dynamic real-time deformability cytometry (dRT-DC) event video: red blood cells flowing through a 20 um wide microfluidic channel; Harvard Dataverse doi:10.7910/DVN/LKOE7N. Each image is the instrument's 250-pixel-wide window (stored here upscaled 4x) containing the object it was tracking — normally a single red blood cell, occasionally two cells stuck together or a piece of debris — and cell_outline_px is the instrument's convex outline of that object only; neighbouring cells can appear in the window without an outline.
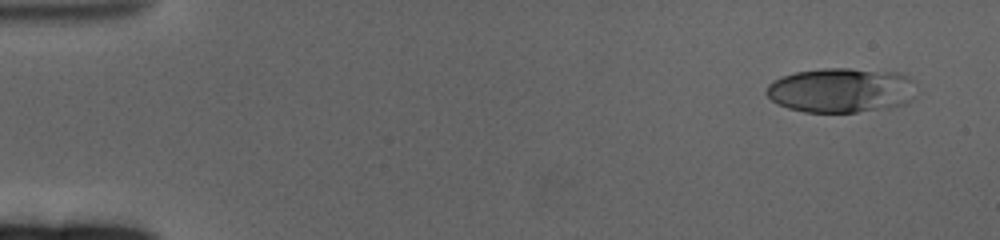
{"species": "human", "species_latin": "Homo sapiens", "temperature_condition": "cold", "stored_images_in_passage": 59, "camera_frame_rate_fps": 3000, "um_per_image_px": 0.085, "donor": {"sex": "female"}, "frame": {"image": 1, "passage_image": 1, "time_ms": 0.0, "image_size_px": [1000, 240], "cell_outline_px": [[916, 80], [912, 96], [904, 104], [888, 108], [856, 112], [804, 112], [788, 108], [776, 104], [764, 92], [768, 84], [772, 80], [796, 72], [824, 68], [848, 68], [896, 72], [908, 76]], "centroid_in_image_um": [71.48, 7.67], "position_along_channel_um": 13.5, "area_um2": 39.25}}
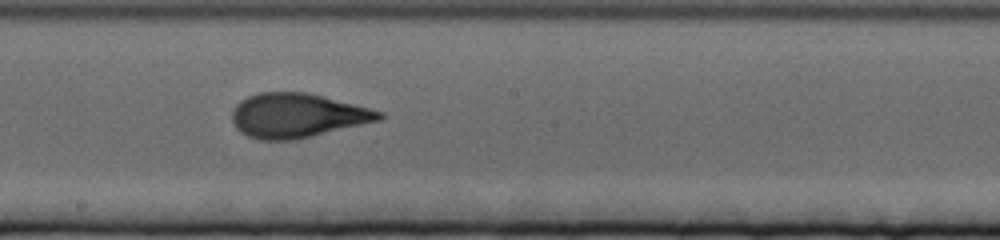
{"frame": {"image": 2, "passage_image": 32, "time_ms": 10.333, "image_size_px": [1000, 240], "cell_outline_px": [[384, 116], [380, 120], [296, 140], [260, 140], [248, 136], [240, 132], [236, 128], [232, 120], [232, 108], [240, 100], [248, 96], [260, 92], [308, 92], [384, 112]], "centroid_in_image_um": [25.23, 9.82], "position_along_channel_um": 223.0, "area_um2": 38.03}}
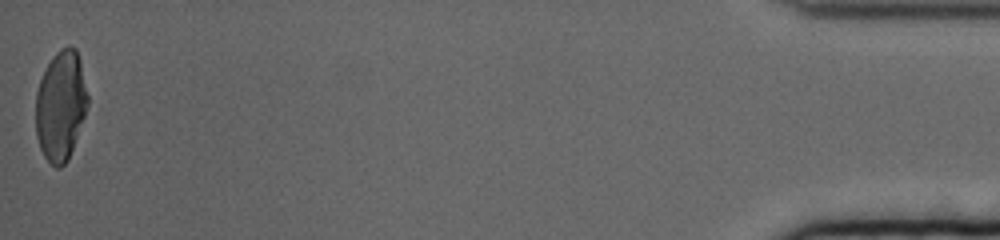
{"frame": {"image": 3, "passage_image": 59, "time_ms": 19.333, "image_size_px": [1000, 240], "cell_outline_px": [[88, 104], [84, 116], [68, 160], [60, 168], [56, 168], [44, 156], [40, 148], [36, 136], [36, 92], [40, 80], [52, 56], [60, 48], [68, 44], [76, 48], [80, 60], [88, 96]], "centroid_in_image_um": [5.16, 8.96], "position_along_channel_um": 430.0, "area_um2": 33.23}, "authors_computed_cell_mechanics": {"area_um2": 36.8186, "velocity_mm_per_s": 3.2788, "shape_relaxation_time_tau1_ms": 5.2941, "shape_relaxation_time_tau2_ms": 1.1062, "deformation_change_tau1": 0.2352, "deformation_change_tau2": 0.089}}